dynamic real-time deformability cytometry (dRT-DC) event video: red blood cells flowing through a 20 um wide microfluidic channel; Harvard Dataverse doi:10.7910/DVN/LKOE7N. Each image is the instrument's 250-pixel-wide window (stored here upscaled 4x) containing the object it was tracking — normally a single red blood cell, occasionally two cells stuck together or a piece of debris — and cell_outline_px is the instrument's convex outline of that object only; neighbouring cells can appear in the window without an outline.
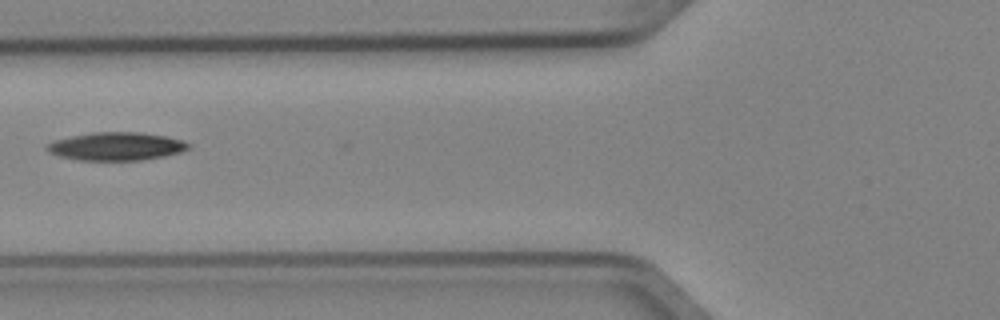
{"species": "Egyptian fruit bat (a non-hibernating species)", "species_latin": "Rousettus aegyptiacus", "temperature_condition": "cold", "stored_images_in_passage": 2, "camera_frame_rate_fps": 3000, "um_per_image_px": 0.085, "animal": {"sex": "female"}, "frame": {"image": 1, "passage_image": 2, "time_ms": 0.333, "image_size_px": [1000, 320], "cell_outline_px": [[192, 144], [188, 148], [180, 152], [164, 156], [140, 160], [80, 160], [60, 156], [48, 152], [44, 148], [44, 144], [52, 140], [92, 132], [140, 132], [168, 136], [184, 140]], "centroid_in_image_um": [9.86, 12.43], "position_along_channel_um": 115.9, "area_um2": 23.41}}